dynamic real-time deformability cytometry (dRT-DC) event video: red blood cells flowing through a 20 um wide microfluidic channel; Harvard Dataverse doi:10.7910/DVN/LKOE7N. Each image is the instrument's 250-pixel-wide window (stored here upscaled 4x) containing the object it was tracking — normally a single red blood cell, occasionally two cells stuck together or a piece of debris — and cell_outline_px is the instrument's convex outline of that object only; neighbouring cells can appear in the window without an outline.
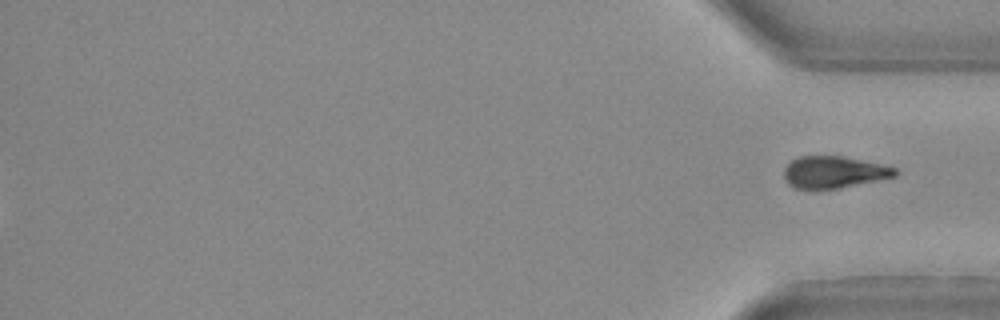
{"species": "Egyptian fruit bat (a non-hibernating species)", "species_latin": "Rousettus aegyptiacus", "temperature_condition": "warm", "stored_images_in_passage": 32, "segment_of_instrument_passage": [2, 2], "camera_frame_rate_fps": 3000, "um_per_image_px": 0.085, "animal": {"sex": "female"}, "frame": {"image": 1, "passage_image": 32, "time_ms": 10.333, "image_size_px": [1000, 320], "cell_outline_px": [[900, 172], [896, 176], [840, 188], [816, 192], [812, 192], [796, 188], [788, 184], [784, 180], [784, 168], [792, 160], [800, 156], [840, 156], [880, 164], [896, 168]], "centroid_in_image_um": [70.83, 14.68], "position_along_channel_um": 364.4, "area_um2": 21.1}}